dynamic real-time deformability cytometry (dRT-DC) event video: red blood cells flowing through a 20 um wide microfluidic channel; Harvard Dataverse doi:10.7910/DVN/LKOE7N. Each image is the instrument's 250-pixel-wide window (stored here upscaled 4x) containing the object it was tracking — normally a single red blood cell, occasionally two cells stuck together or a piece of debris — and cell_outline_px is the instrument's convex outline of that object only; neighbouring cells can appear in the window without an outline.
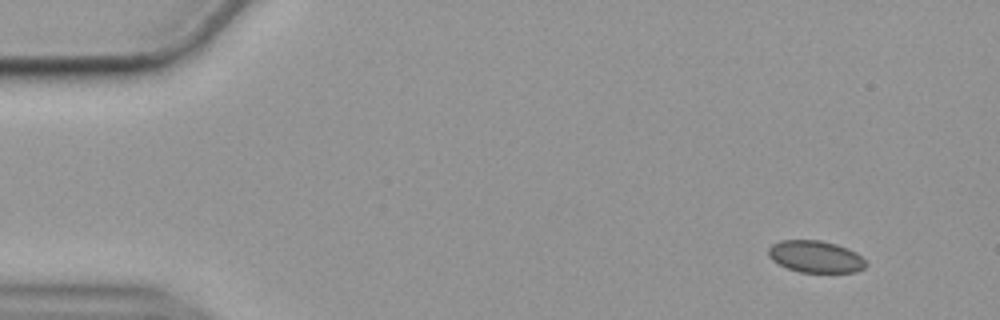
{"species": "common noctule bat (a hibernating species)", "species_latin": "Nyctalus noctula", "temperature_condition": "cold", "stored_images_in_passage": 53, "camera_frame_rate_fps": 3000, "um_per_image_px": 0.085, "animal": {"sex": "female", "body_mass_g": 19.9}, "frame": {"image": 1, "passage_image": 1, "time_ms": 0.0, "image_size_px": [1000, 320], "cell_outline_px": [[868, 264], [864, 268], [856, 272], [800, 272], [788, 268], [772, 260], [768, 256], [768, 248], [772, 244], [780, 240], [820, 240], [836, 244], [848, 248], [856, 252]], "centroid_in_image_um": [69.32, 21.81], "position_along_channel_um": 15.7, "area_um2": 18.15}}
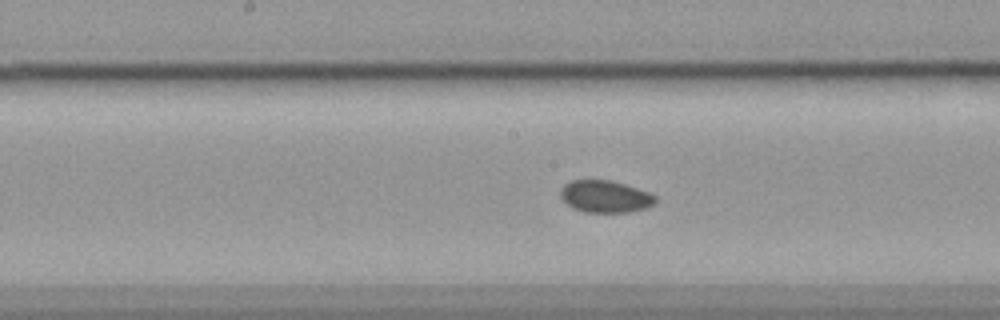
{"frame": {"image": 2, "passage_image": 25, "time_ms": 8.0, "image_size_px": [1000, 320], "cell_outline_px": [[656, 204], [644, 208], [628, 212], [584, 212], [572, 208], [560, 196], [560, 188], [564, 184], [572, 180], [612, 180], [648, 192], [656, 196]], "centroid_in_image_um": [51.43, 16.7], "position_along_channel_um": 196.8, "area_um2": 17.74}}
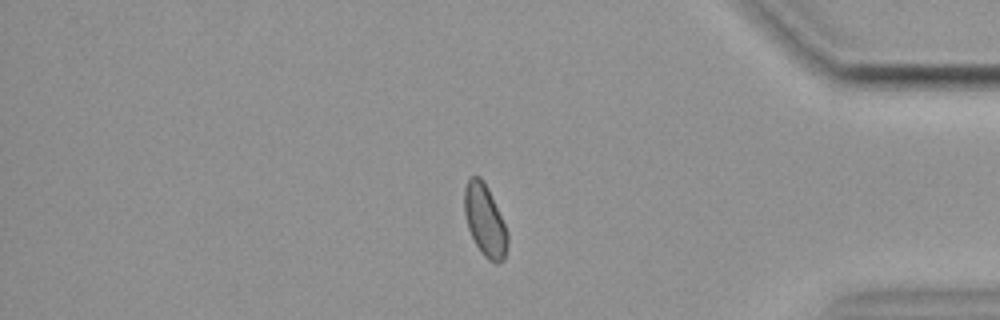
{"frame": {"image": 3, "passage_image": 44, "time_ms": 14.333, "image_size_px": [1000, 320], "cell_outline_px": [[508, 244], [504, 260], [500, 264], [496, 264], [488, 260], [480, 252], [468, 228], [464, 212], [464, 188], [468, 176], [480, 176], [484, 180], [488, 188], [508, 232]], "centroid_in_image_um": [41.21, 18.74], "position_along_channel_um": 394.0, "area_um2": 18.26}, "authors_computed_cell_mechanics": {"area_um2": 18.1492, "velocity_mm_per_s": 3.5462, "shape_relaxation_time_tau1_ms": null, "shape_relaxation_time_tau2_ms": 7.1942, "deformation_change_tau1": null, "deformation_change_tau2": 0.0607}}